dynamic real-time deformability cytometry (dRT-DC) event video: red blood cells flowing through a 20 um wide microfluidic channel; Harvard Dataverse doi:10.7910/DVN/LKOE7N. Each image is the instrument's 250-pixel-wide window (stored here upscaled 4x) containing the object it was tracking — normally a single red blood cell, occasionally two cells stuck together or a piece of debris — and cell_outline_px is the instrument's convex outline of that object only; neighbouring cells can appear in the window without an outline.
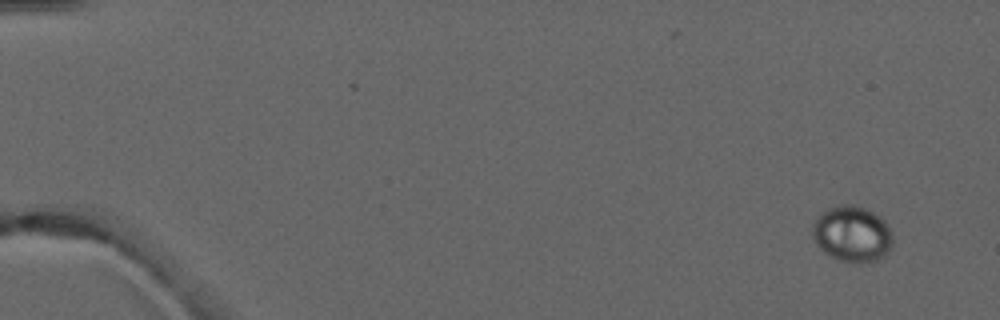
{"species": "common noctule bat (a hibernating species)", "species_latin": "Nyctalus noctula", "temperature_condition": "warm", "stored_images_in_passage": 4, "camera_frame_rate_fps": 3000, "um_per_image_px": 0.085, "animal": {"sex": "male", "forearm_length_mm": 52.5}, "frame": {"image": 1, "passage_image": 1, "time_ms": 0.0, "image_size_px": [1000, 320], "cell_outline_px": [[892, 244], [888, 252], [884, 256], [876, 260], [840, 260], [828, 256], [816, 244], [812, 236], [812, 224], [816, 216], [820, 212], [828, 208], [840, 204], [852, 204], [864, 208], [872, 212], [884, 220], [892, 236]], "centroid_in_image_um": [72.37, 19.84], "position_along_channel_um": 12.6, "area_um2": 25.89}}